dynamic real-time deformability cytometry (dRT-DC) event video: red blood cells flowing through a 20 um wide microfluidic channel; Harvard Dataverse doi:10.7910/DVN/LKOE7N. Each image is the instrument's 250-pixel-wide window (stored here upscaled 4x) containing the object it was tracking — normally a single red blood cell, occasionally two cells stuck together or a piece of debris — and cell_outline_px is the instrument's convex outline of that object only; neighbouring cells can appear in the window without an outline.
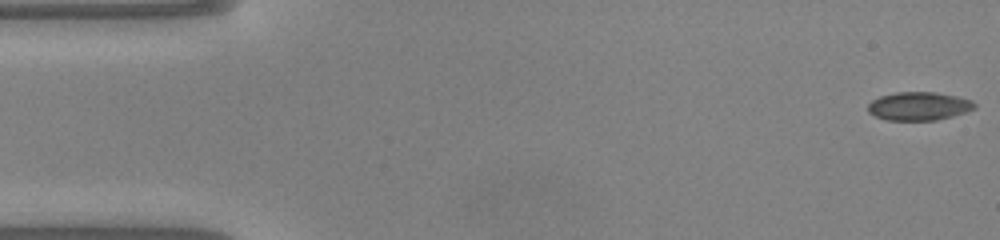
{"species": "common noctule bat (a hibernating species)", "species_latin": "Nyctalus noctula", "temperature_condition": "warm", "stored_images_in_passage": 48, "camera_frame_rate_fps": 3000, "um_per_image_px": 0.085, "animal": {"sex": "male", "body_mass_g": 20.0, "forearm_length_mm": 53.3}, "frame": {"image": 1, "passage_image": 1, "time_ms": 0.0, "image_size_px": [1000, 240], "cell_outline_px": [[976, 108], [952, 116], [936, 120], [888, 120], [876, 116], [868, 112], [868, 104], [872, 100], [880, 96], [896, 92], [936, 92], [956, 96], [972, 100], [976, 104]], "centroid_in_image_um": [78.1, 9.01], "position_along_channel_um": 6.9, "area_um2": 17.57}}
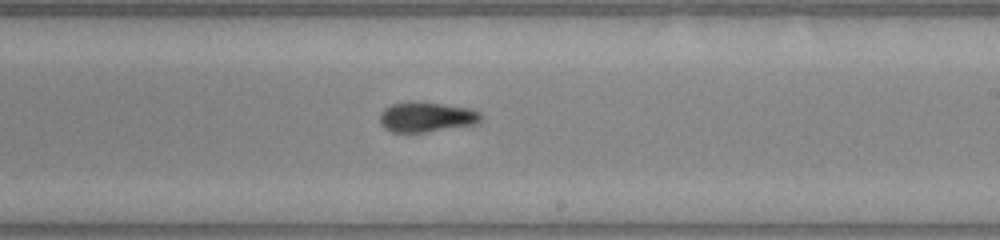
{"frame": {"image": 2, "passage_image": 28, "time_ms": 9.0, "image_size_px": [1000, 240], "cell_outline_px": [[484, 116], [476, 124], [424, 132], [392, 132], [384, 128], [380, 124], [380, 112], [384, 108], [392, 104], [412, 100], [472, 108], [480, 112]], "centroid_in_image_um": [36.24, 9.93], "position_along_channel_um": 252.8, "area_um2": 17.92}}
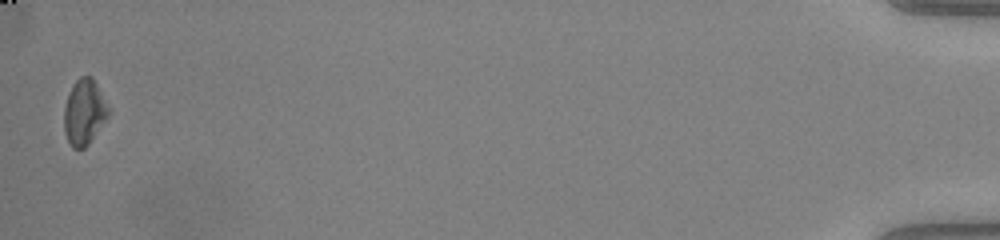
{"frame": {"image": 3, "passage_image": 48, "time_ms": 15.667, "image_size_px": [1000, 240], "cell_outline_px": [[108, 116], [88, 144], [84, 148], [72, 148], [64, 132], [64, 108], [68, 92], [76, 80], [80, 76], [92, 76], [108, 108]], "centroid_in_image_um": [7.12, 9.53], "position_along_channel_um": 428.1, "area_um2": 16.59}, "authors_computed_cell_mechanics": {"area_um2": 17.7446, "velocity_mm_per_s": 4.1291, "shape_relaxation_time_tau1_ms": null, "shape_relaxation_time_tau2_ms": 3.7972, "deformation_change_tau1": null, "deformation_change_tau2": 0.0802}}